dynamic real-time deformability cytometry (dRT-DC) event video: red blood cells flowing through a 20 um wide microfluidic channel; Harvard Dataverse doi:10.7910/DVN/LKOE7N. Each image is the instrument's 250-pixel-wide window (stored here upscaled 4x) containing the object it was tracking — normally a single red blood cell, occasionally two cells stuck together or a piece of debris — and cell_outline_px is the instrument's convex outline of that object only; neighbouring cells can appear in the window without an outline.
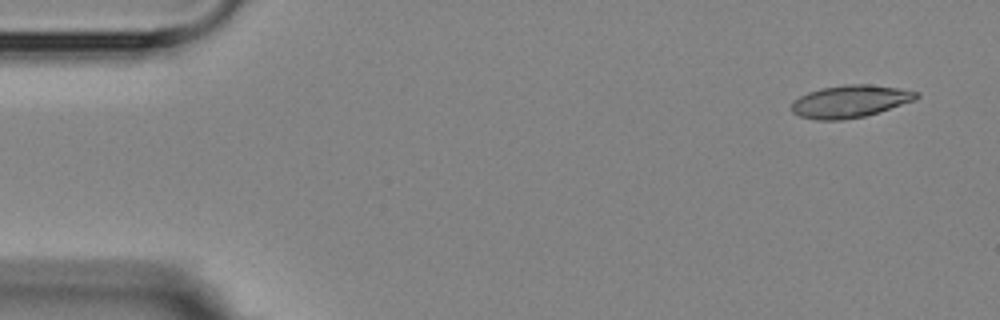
{"species": "Egyptian fruit bat (a non-hibernating species)", "species_latin": "Rousettus aegyptiacus", "temperature_condition": "room temperature", "stored_images_in_passage": 8, "camera_frame_rate_fps": 3000, "um_per_image_px": 0.085, "animal": {"sex": "female"}, "frame": {"image": 1, "passage_image": 1, "time_ms": 0.0, "image_size_px": [1000, 320], "cell_outline_px": [[920, 96], [916, 100], [880, 112], [864, 116], [840, 120], [816, 120], [800, 116], [792, 112], [792, 100], [808, 92], [820, 88], [844, 84], [868, 84], [896, 88], [920, 92]], "centroid_in_image_um": [72.27, 8.61], "position_along_channel_um": 12.7, "area_um2": 23.7}}
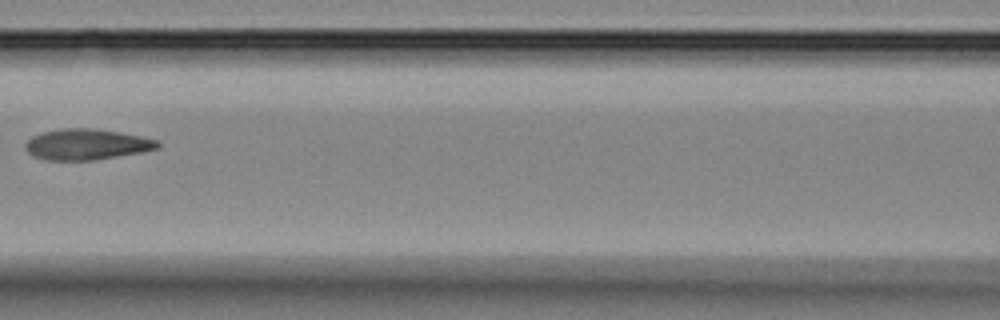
{"frame": {"image": 2, "passage_image": 7, "time_ms": 7.0, "image_size_px": [1000, 320], "cell_outline_px": [[160, 148], [144, 152], [96, 160], [44, 160], [32, 156], [24, 148], [24, 144], [32, 136], [44, 132], [60, 128], [92, 128], [120, 132], [160, 140]], "centroid_in_image_um": [7.38, 12.28], "position_along_channel_um": 159.2, "area_um2": 24.1}}
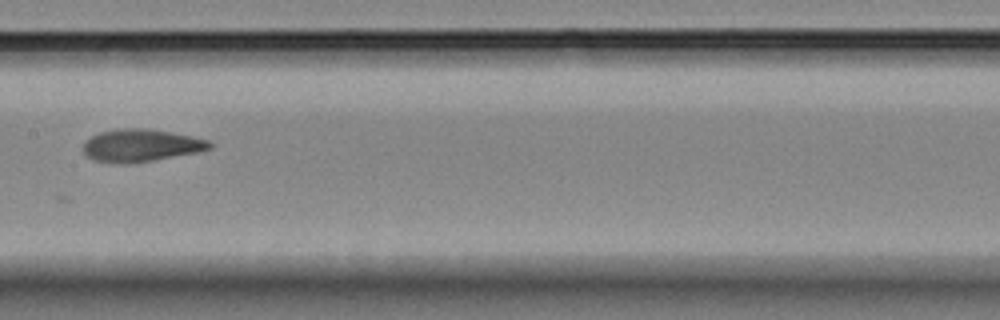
{"frame": {"image": 3, "passage_image": 8, "time_ms": 8.0, "image_size_px": [1000, 320], "cell_outline_px": [[212, 148], [200, 152], [132, 164], [120, 164], [92, 160], [84, 152], [84, 144], [92, 136], [100, 132], [120, 128], [148, 128], [192, 136], [208, 140], [212, 144]], "centroid_in_image_um": [12.01, 12.37], "position_along_channel_um": 195.4, "area_um2": 24.1}}